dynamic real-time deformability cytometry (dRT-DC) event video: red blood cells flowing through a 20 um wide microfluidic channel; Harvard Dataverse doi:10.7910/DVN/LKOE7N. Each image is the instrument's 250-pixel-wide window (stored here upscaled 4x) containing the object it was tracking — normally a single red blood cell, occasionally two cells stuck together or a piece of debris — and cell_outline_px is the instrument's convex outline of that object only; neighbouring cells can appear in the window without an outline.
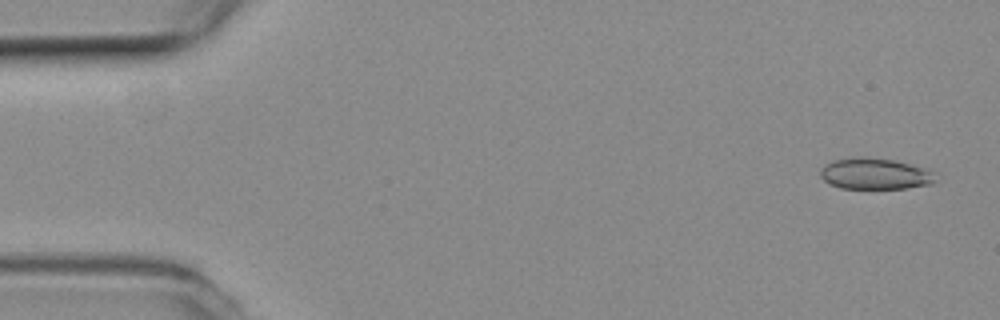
{"species": "common noctule bat (a hibernating species)", "species_latin": "Nyctalus noctula", "temperature_condition": "room temperature", "stored_images_in_passage": 54, "camera_frame_rate_fps": 3000, "um_per_image_px": 0.085, "animal": {"sex": "female", "body_mass_g": 19.3, "forearm_length_mm": 54.1}, "frame": {"image": 1, "passage_image": 2, "time_ms": 0.333, "image_size_px": [1000, 320], "cell_outline_px": [[940, 172], [932, 184], [908, 188], [840, 188], [824, 180], [820, 176], [820, 168], [832, 160], [852, 156], [864, 156], [892, 160], [928, 168]], "centroid_in_image_um": [74.43, 14.75], "position_along_channel_um": 10.6, "area_um2": 21.39}}
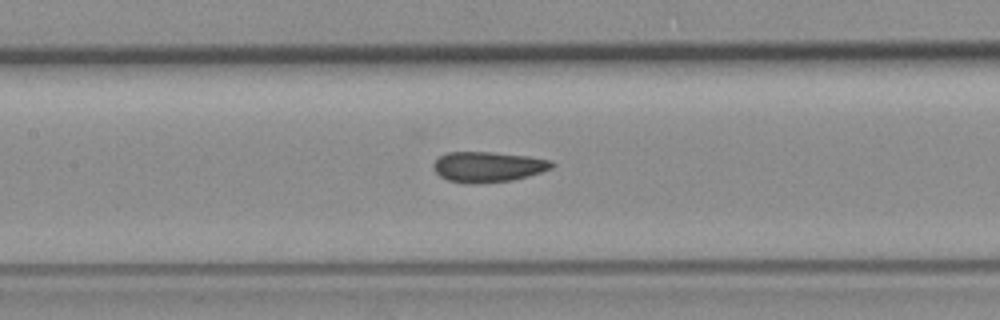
{"frame": {"image": 2, "passage_image": 24, "time_ms": 7.667, "image_size_px": [1000, 320], "cell_outline_px": [[556, 164], [552, 168], [528, 176], [512, 180], [448, 180], [440, 176], [432, 168], [432, 164], [440, 156], [448, 152], [488, 152], [528, 156], [552, 160]], "centroid_in_image_um": [41.52, 14.12], "position_along_channel_um": 165.9, "area_um2": 20.0}}
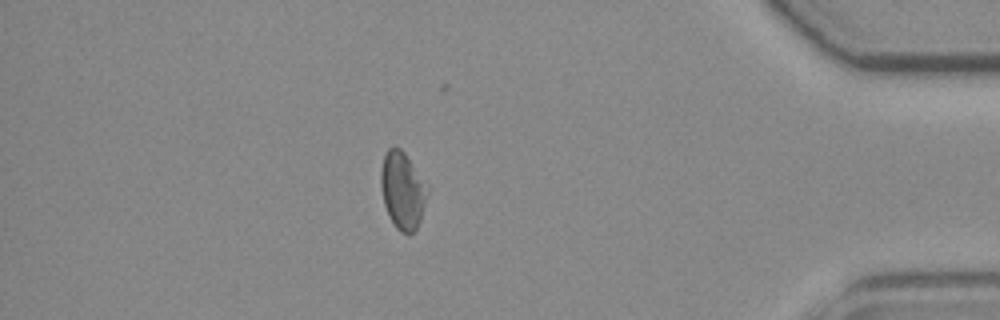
{"frame": {"image": 3, "passage_image": 46, "time_ms": 15.0, "image_size_px": [1000, 320], "cell_outline_px": [[428, 192], [420, 220], [416, 228], [408, 236], [400, 232], [396, 228], [388, 216], [384, 204], [380, 188], [380, 172], [384, 156], [388, 148], [400, 148], [404, 152], [428, 184]], "centroid_in_image_um": [34.21, 16.2], "position_along_channel_um": 401.0, "area_um2": 21.1}, "authors_computed_cell_mechanics": {"area_um2": 21.097, "velocity_mm_per_s": 3.8195, "shape_relaxation_time_tau1_ms": null, "shape_relaxation_time_tau2_ms": 2.0249, "deformation_change_tau1": null, "deformation_change_tau2": 0.0716}}